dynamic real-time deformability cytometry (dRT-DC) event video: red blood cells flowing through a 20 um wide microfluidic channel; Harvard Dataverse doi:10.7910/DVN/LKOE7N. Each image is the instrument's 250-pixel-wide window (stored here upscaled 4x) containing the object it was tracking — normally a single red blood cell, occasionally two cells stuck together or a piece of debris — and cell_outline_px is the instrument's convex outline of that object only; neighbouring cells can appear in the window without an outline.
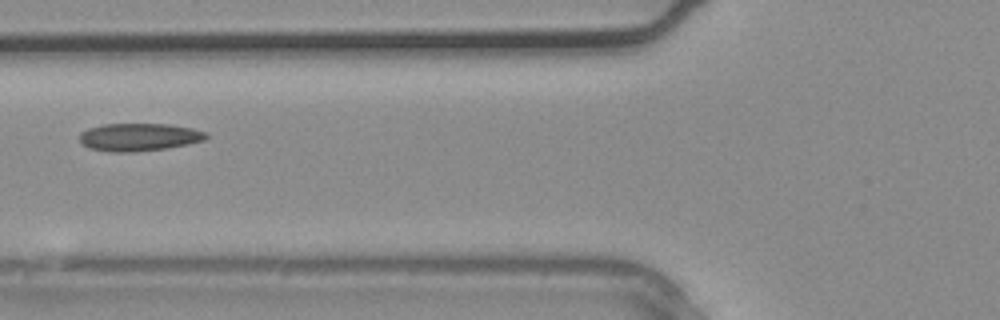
{"species": "common noctule bat (a hibernating species)", "species_latin": "Nyctalus noctula", "temperature_condition": "warm", "stored_images_in_passage": 3, "camera_frame_rate_fps": 3000, "um_per_image_px": 0.085, "animal": {"sex": "male", "body_mass_g": 20.4}, "frame": {"image": 1, "passage_image": 3, "time_ms": 0.667, "image_size_px": [1000, 320], "cell_outline_px": [[208, 136], [204, 140], [188, 144], [168, 148], [132, 152], [112, 152], [88, 148], [80, 140], [80, 132], [88, 128], [104, 124], [168, 124], [192, 128], [208, 132]], "centroid_in_image_um": [11.83, 11.65], "position_along_channel_um": 114.0, "area_um2": 20.52}}